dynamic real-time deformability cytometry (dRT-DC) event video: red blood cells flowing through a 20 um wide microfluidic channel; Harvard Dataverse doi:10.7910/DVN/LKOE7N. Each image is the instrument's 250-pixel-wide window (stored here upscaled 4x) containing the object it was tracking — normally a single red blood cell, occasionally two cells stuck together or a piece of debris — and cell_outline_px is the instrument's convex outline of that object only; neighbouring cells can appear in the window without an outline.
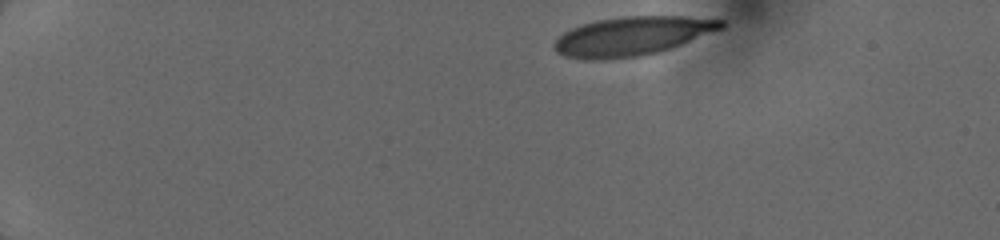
{"species": "human", "species_latin": "Homo sapiens", "temperature_condition": "cold", "stored_images_in_passage": 10, "camera_frame_rate_fps": 3000, "um_per_image_px": 0.085, "donor": {"sex": "female"}, "frame": {"image": 1, "passage_image": 1, "time_ms": 0.0, "image_size_px": [1000, 240], "cell_outline_px": [[724, 28], [672, 48], [660, 52], [640, 56], [604, 60], [584, 60], [564, 56], [556, 52], [552, 44], [564, 32], [580, 24], [596, 20], [624, 16], [684, 16], [724, 20]], "centroid_in_image_um": [53.72, 3.08], "position_along_channel_um": 31.3, "area_um2": 38.21}}
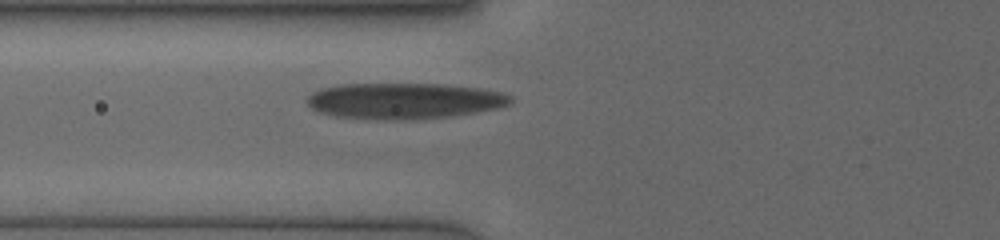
{"frame": {"image": 2, "passage_image": 8, "time_ms": 4.0, "image_size_px": [1000, 240], "cell_outline_px": [[512, 100], [508, 104], [496, 108], [476, 112], [452, 116], [336, 116], [320, 112], [312, 108], [308, 104], [308, 96], [312, 92], [320, 88], [340, 84], [444, 84], [480, 88], [504, 92], [512, 96]], "centroid_in_image_um": [34.4, 8.5], "position_along_channel_um": 91.4, "area_um2": 40.75}}
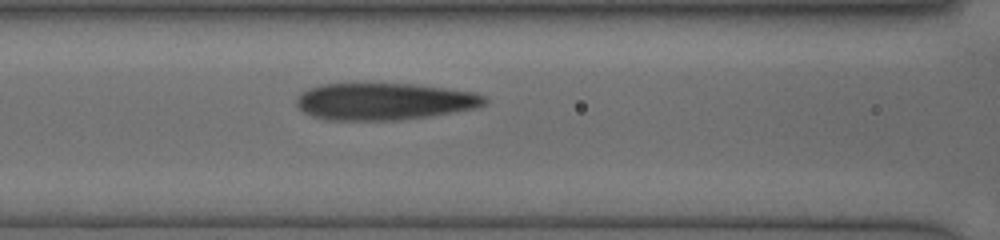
{"frame": {"image": 3, "passage_image": 10, "time_ms": 5.0, "image_size_px": [1000, 240], "cell_outline_px": [[488, 104], [476, 108], [428, 116], [400, 120], [324, 120], [312, 116], [304, 112], [296, 104], [296, 100], [300, 92], [308, 88], [320, 84], [412, 84], [444, 88], [472, 92], [484, 96], [488, 100]], "centroid_in_image_um": [32.63, 8.63], "position_along_channel_um": 134.0, "area_um2": 40.52}}